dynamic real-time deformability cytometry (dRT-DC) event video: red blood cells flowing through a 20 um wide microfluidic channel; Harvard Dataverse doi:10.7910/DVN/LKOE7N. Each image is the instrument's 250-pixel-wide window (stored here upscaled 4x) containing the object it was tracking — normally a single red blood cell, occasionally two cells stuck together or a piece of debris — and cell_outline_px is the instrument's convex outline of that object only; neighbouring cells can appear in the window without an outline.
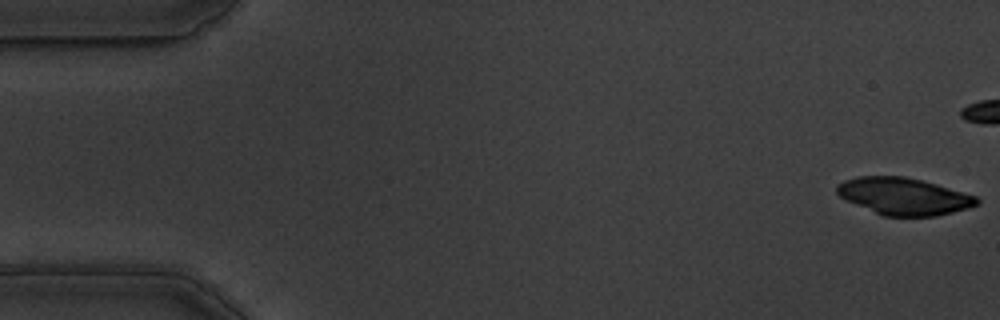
{"species": "common noctule bat (a hibernating species)", "species_latin": "Nyctalus noctula", "temperature_condition": "warm", "stored_images_in_passage": 13, "camera_frame_rate_fps": 3000, "um_per_image_px": 0.085, "animal": {"sex": "male", "body_mass_g": 19.5, "forearm_length_mm": 54.6}, "frame": {"image": 1, "passage_image": 1, "time_ms": 0.0, "image_size_px": [1000, 320], "cell_outline_px": [[980, 204], [968, 208], [936, 216], [884, 216], [844, 200], [836, 192], [836, 184], [844, 180], [856, 176], [904, 176], [924, 180], [976, 196], [980, 200]], "centroid_in_image_um": [76.8, 16.67], "position_along_channel_um": 8.2, "area_um2": 30.4}}